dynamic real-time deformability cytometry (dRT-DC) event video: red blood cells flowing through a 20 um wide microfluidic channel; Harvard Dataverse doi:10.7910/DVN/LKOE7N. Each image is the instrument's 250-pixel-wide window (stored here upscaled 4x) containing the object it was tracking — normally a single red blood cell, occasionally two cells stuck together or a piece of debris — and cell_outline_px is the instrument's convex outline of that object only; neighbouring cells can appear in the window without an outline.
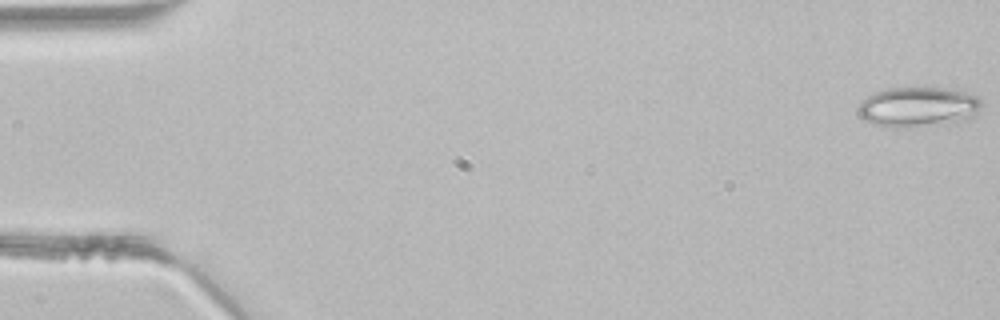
{"species": "common noctule bat (a hibernating species)", "species_latin": "Nyctalus noctula", "temperature_condition": "room temperature", "stored_images_in_passage": 8, "camera_frame_rate_fps": 3000, "um_per_image_px": 0.085, "animal": {"sex": "male", "body_mass_g": 21.5, "forearm_length_mm": 52.0}, "frame": {"image": 1, "passage_image": 1, "time_ms": 0.0, "image_size_px": [1000, 320], "cell_outline_px": [[984, 104], [968, 120], [944, 124], [908, 128], [892, 128], [872, 124], [860, 116], [856, 112], [860, 104], [868, 96], [880, 88], [912, 84], [944, 88], [964, 92], [976, 96]], "centroid_in_image_um": [78.0, 9.05], "position_along_channel_um": 7.0, "area_um2": 30.0}}